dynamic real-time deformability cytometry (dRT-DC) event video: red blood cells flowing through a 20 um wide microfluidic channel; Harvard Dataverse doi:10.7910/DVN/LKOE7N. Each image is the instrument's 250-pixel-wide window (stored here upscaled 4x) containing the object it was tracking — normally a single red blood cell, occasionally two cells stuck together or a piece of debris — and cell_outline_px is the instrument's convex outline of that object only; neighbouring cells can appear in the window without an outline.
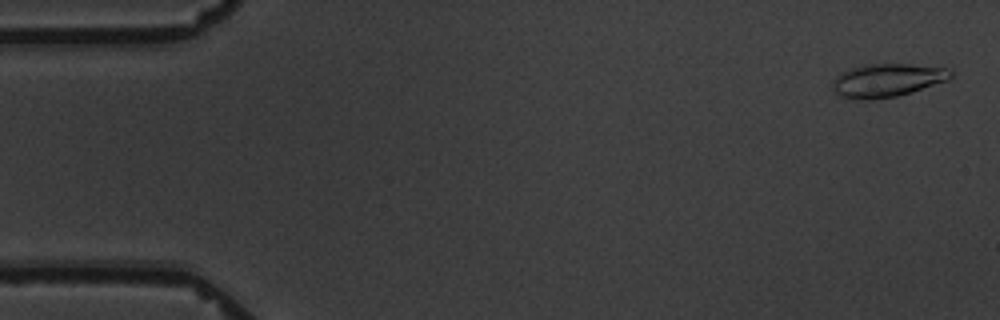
{"species": "common noctule bat (a hibernating species)", "species_latin": "Nyctalus noctula", "temperature_condition": "warm", "stored_images_in_passage": 4, "camera_frame_rate_fps": 3000, "um_per_image_px": 0.085, "animal": {"sex": "male", "body_mass_g": 19.5, "forearm_length_mm": 54.6}, "frame": {"image": 1, "passage_image": 1, "time_ms": 0.0, "image_size_px": [1000, 320], "cell_outline_px": [[952, 76], [948, 80], [912, 92], [896, 96], [868, 100], [840, 96], [832, 88], [832, 80], [840, 72], [864, 64], [908, 64], [944, 68], [952, 72]], "centroid_in_image_um": [75.38, 6.82], "position_along_channel_um": 9.6, "area_um2": 22.72}}